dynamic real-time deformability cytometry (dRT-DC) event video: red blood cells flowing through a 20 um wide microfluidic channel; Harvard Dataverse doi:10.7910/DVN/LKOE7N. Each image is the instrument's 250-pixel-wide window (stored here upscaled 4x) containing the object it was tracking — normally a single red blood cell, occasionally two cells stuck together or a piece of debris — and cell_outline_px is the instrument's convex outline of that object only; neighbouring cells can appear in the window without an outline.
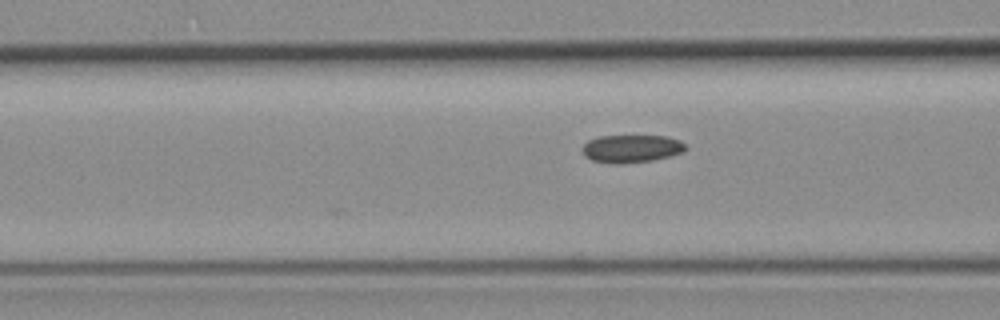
{"species": "common noctule bat (a hibernating species)", "species_latin": "Nyctalus noctula", "temperature_condition": "room temperature", "stored_images_in_passage": 5, "camera_frame_rate_fps": 3000, "um_per_image_px": 0.085, "animal": {"sex": "female", "body_mass_g": 19.3, "forearm_length_mm": 54.1}, "frame": {"image": 1, "passage_image": 4, "time_ms": 3.333, "image_size_px": [1000, 320], "cell_outline_px": [[688, 148], [684, 152], [652, 160], [624, 164], [612, 164], [592, 160], [584, 156], [584, 144], [588, 140], [600, 136], [668, 136], [680, 140]], "centroid_in_image_um": [53.69, 12.64], "position_along_channel_um": 112.9, "area_um2": 16.76}}
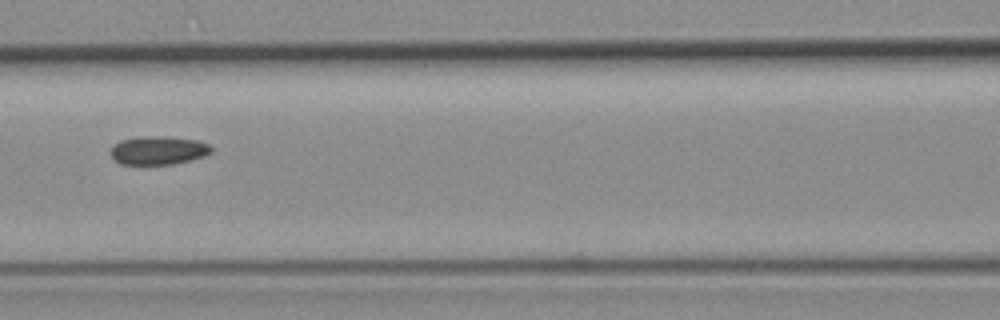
{"frame": {"image": 2, "passage_image": 5, "time_ms": 4.333, "image_size_px": [1000, 320], "cell_outline_px": [[212, 152], [204, 156], [192, 160], [172, 164], [120, 164], [112, 160], [108, 152], [112, 144], [120, 140], [152, 136], [168, 136], [196, 140], [208, 144], [212, 148]], "centroid_in_image_um": [13.4, 12.79], "position_along_channel_um": 153.2, "area_um2": 16.94}}